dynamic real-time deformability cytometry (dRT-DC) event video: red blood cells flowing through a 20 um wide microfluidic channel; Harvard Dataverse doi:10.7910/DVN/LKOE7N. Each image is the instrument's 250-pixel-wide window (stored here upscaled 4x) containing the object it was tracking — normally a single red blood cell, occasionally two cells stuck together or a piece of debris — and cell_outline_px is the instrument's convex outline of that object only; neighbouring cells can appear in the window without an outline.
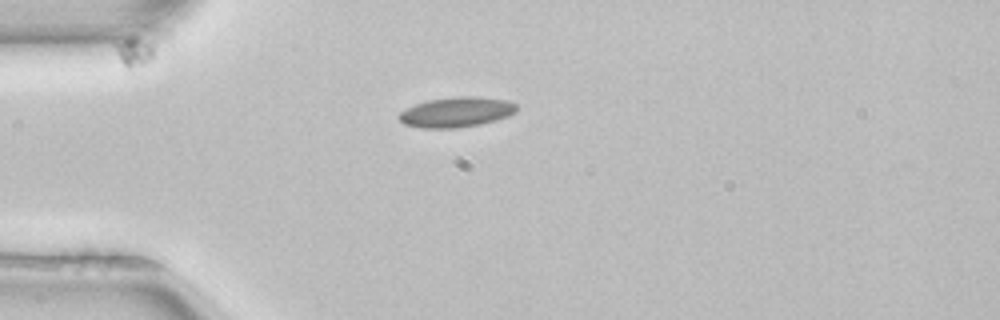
{"species": "common noctule bat (a hibernating species)", "species_latin": "Nyctalus noctula", "temperature_condition": "room temperature", "stored_images_in_passage": 32, "camera_frame_rate_fps": 3000, "um_per_image_px": 0.085, "animal": {"sex": "female", "body_mass_g": 22.7, "forearm_length_mm": 54.2}, "frame": {"image": 1, "passage_image": 1, "time_ms": 0.0, "image_size_px": [1000, 320], "cell_outline_px": [[516, 112], [508, 116], [496, 120], [480, 124], [456, 128], [420, 128], [404, 124], [396, 116], [400, 112], [416, 104], [428, 100], [456, 96], [476, 96], [508, 100], [516, 104]], "centroid_in_image_um": [38.79, 9.53], "position_along_channel_um": 46.2, "area_um2": 20.69}}
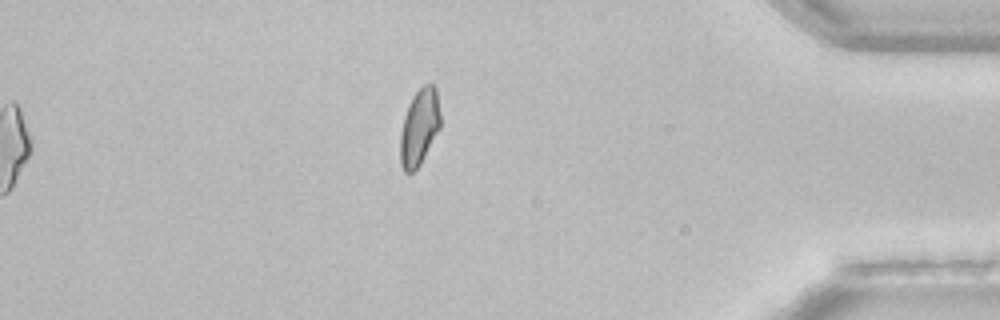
{"frame": {"image": 2, "passage_image": 32, "time_ms": 10.333, "image_size_px": [1000, 320], "cell_outline_px": [[440, 128], [420, 164], [412, 172], [404, 172], [400, 164], [400, 136], [404, 116], [408, 104], [412, 96], [424, 84], [432, 84], [436, 88], [440, 116]], "centroid_in_image_um": [35.63, 10.81], "position_along_channel_um": 399.6, "area_um2": 17.8}}